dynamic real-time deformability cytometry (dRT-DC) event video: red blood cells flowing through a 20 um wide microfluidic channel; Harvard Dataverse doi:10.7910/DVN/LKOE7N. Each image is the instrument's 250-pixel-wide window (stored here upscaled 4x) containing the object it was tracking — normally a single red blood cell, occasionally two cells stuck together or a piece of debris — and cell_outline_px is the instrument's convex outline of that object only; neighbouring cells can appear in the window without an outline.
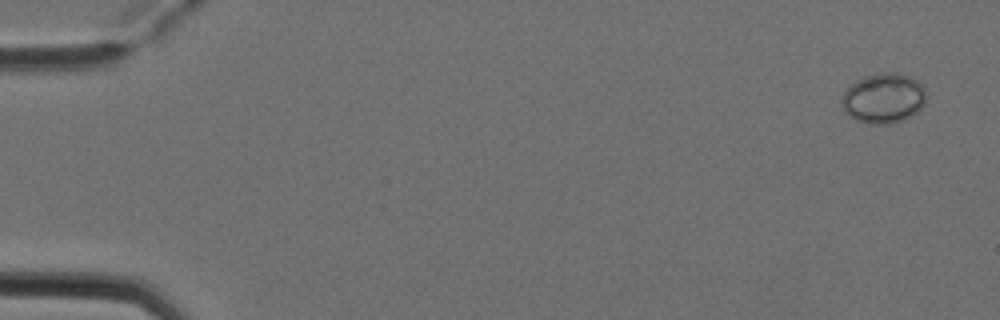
{"species": "Egyptian fruit bat (a non-hibernating species)", "species_latin": "Rousettus aegyptiacus", "temperature_condition": "cold", "stored_images_in_passage": 5, "camera_frame_rate_fps": 3000, "um_per_image_px": 0.085, "animal": {"sex": "female"}, "frame": {"image": 1, "passage_image": 1, "time_ms": 0.0, "image_size_px": [1000, 320], "cell_outline_px": [[928, 96], [924, 104], [916, 112], [904, 120], [888, 124], [868, 124], [856, 120], [844, 112], [840, 100], [844, 92], [856, 80], [864, 76], [884, 72], [896, 72], [912, 76], [924, 84]], "centroid_in_image_um": [75.13, 8.34], "position_along_channel_um": 9.9, "area_um2": 25.14}}
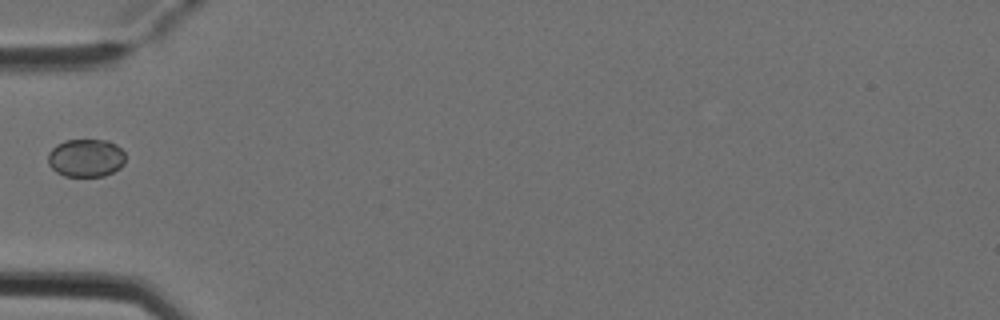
{"frame": {"image": 2, "passage_image": 5, "time_ms": 1.333, "image_size_px": [1000, 320], "cell_outline_px": [[124, 164], [120, 168], [104, 176], [64, 176], [56, 172], [48, 164], [48, 152], [56, 144], [64, 140], [108, 140], [116, 144], [124, 152]], "centroid_in_image_um": [7.29, 13.42], "position_along_channel_um": 77.7, "area_um2": 17.28}}